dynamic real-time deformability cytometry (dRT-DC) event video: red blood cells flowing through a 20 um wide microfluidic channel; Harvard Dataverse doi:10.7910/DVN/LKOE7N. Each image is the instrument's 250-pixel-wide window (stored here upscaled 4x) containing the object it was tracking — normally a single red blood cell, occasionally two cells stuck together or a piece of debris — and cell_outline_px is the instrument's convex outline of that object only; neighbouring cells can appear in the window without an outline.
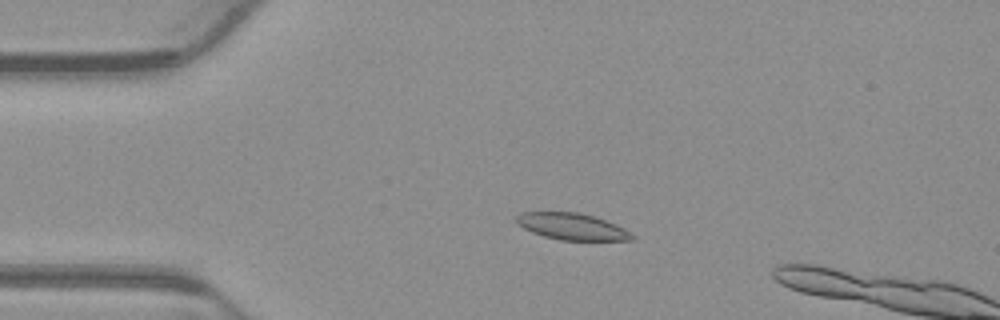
{"species": "common noctule bat (a hibernating species)", "species_latin": "Nyctalus noctula", "temperature_condition": "warm", "stored_images_in_passage": 16, "camera_frame_rate_fps": 3000, "um_per_image_px": 0.085, "animal": {"sex": "male", "body_mass_g": 23.1, "forearm_length_mm": 52.7}, "frame": {"image": 1, "passage_image": 12, "time_ms": 3.667, "image_size_px": [1000, 320], "cell_outline_px": [[636, 240], [560, 240], [544, 236], [532, 232], [516, 224], [516, 216], [520, 212], [580, 212], [616, 224], [624, 228], [636, 236]], "centroid_in_image_um": [48.63, 19.25], "position_along_channel_um": 36.4, "area_um2": 17.98}}